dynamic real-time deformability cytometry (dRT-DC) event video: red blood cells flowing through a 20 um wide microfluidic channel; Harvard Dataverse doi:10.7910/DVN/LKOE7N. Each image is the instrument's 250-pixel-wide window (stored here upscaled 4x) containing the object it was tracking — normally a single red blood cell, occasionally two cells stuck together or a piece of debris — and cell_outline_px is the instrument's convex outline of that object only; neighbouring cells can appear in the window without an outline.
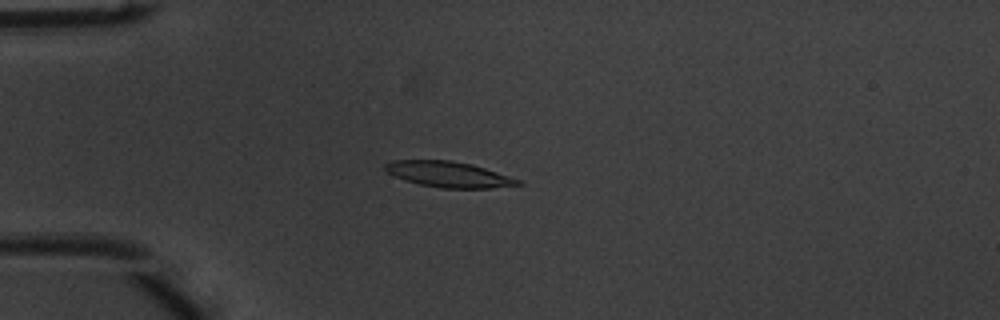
{"species": "common noctule bat (a hibernating species)", "species_latin": "Nyctalus noctula", "temperature_condition": "warm", "stored_images_in_passage": 46, "camera_frame_rate_fps": 3000, "um_per_image_px": 0.085, "animal": {"sex": "male", "body_mass_g": 20.1, "forearm_length_mm": 53.5}, "frame": {"image": 1, "passage_image": 9, "time_ms": 2.667, "image_size_px": [1000, 320], "cell_outline_px": [[524, 184], [492, 188], [440, 188], [420, 184], [404, 180], [388, 172], [384, 168], [384, 164], [392, 160], [452, 160], [472, 164], [520, 180]], "centroid_in_image_um": [38.12, 14.82], "position_along_channel_um": 46.9, "area_um2": 19.77}}
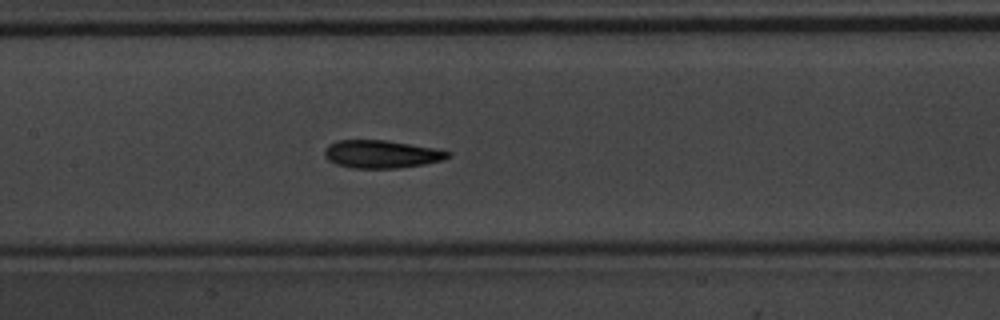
{"frame": {"image": 2, "passage_image": 20, "time_ms": 6.333, "image_size_px": [1000, 320], "cell_outline_px": [[452, 156], [440, 160], [424, 164], [396, 168], [352, 168], [336, 164], [328, 160], [324, 156], [324, 148], [328, 144], [336, 140], [384, 140], [432, 148], [452, 152]], "centroid_in_image_um": [32.36, 13.1], "position_along_channel_um": 175.0, "area_um2": 19.94}}
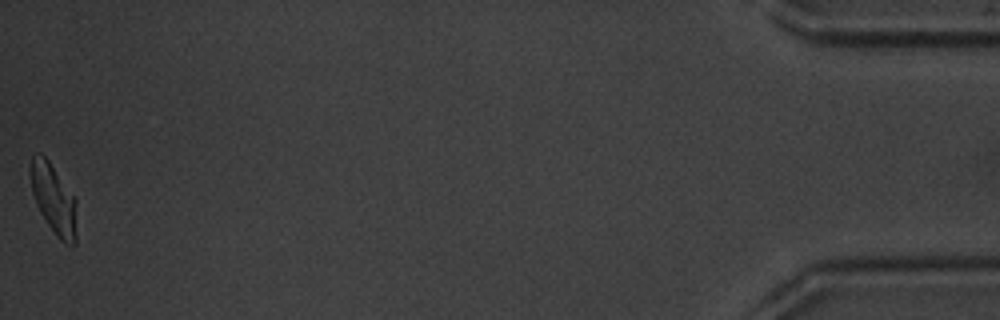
{"frame": {"image": 3, "passage_image": 46, "time_ms": 15.0, "image_size_px": [1000, 320], "cell_outline_px": [[76, 244], [64, 244], [56, 236], [40, 212], [36, 204], [32, 192], [28, 172], [32, 156], [36, 152], [40, 152], [48, 160], [76, 196]], "centroid_in_image_um": [4.55, 16.88], "position_along_channel_um": 430.6, "area_um2": 19.31}, "authors_computed_cell_mechanics": {"area_um2": 19.7387, "velocity_mm_per_s": 4.0081, "shape_relaxation_time_tau1_ms": 3.6648, "shape_relaxation_time_tau2_ms": 2.6665, "deformation_change_tau1": 0.1453, "deformation_change_tau2": 0.105}}